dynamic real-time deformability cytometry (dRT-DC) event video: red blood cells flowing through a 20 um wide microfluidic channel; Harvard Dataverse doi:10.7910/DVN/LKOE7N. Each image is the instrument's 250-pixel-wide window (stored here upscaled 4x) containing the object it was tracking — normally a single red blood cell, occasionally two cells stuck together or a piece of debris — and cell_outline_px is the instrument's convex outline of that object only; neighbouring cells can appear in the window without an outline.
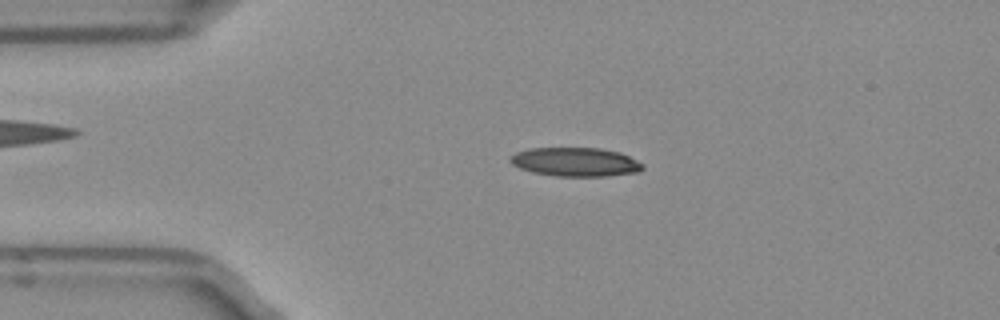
{"species": "Egyptian fruit bat (a non-hibernating species)", "species_latin": "Rousettus aegyptiacus", "temperature_condition": "room temperature", "stored_images_in_passage": 50, "camera_frame_rate_fps": 3000, "um_per_image_px": 0.085, "frame": {"image": 1, "passage_image": 10, "time_ms": 3.0, "image_size_px": [1000, 320], "cell_outline_px": [[644, 168], [640, 172], [608, 176], [556, 176], [532, 172], [520, 168], [512, 164], [508, 160], [508, 156], [516, 152], [528, 148], [600, 148], [620, 152], [644, 164]], "centroid_in_image_um": [48.9, 13.76], "position_along_channel_um": 36.1, "area_um2": 22.48}}
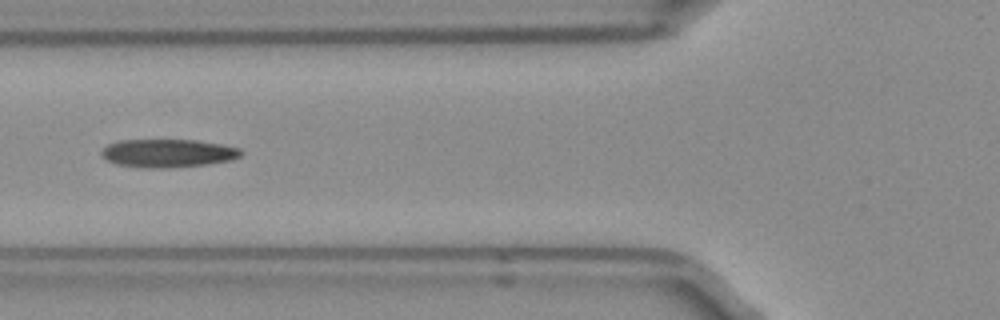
{"frame": {"image": 2, "passage_image": 18, "time_ms": 5.667, "image_size_px": [1000, 320], "cell_outline_px": [[244, 152], [240, 156], [232, 160], [208, 164], [160, 168], [144, 168], [116, 164], [108, 160], [100, 152], [108, 144], [120, 140], [196, 140], [220, 144], [240, 148]], "centroid_in_image_um": [14.3, 13.02], "position_along_channel_um": 111.5, "area_um2": 22.83}}
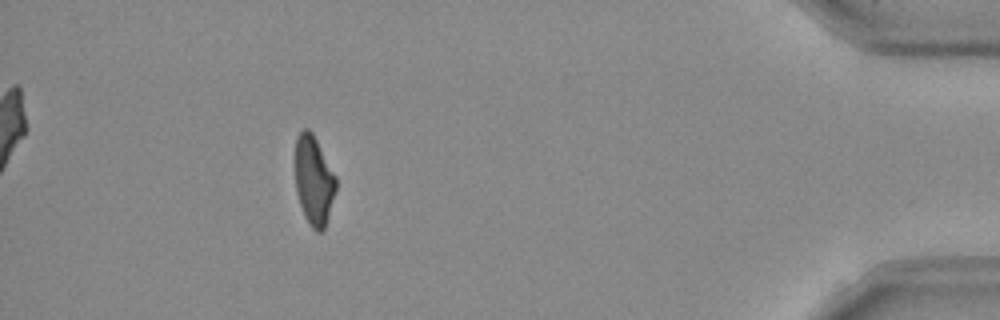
{"frame": {"image": 3, "passage_image": 45, "time_ms": 14.667, "image_size_px": [1000, 320], "cell_outline_px": [[336, 188], [324, 228], [320, 232], [316, 232], [312, 228], [304, 216], [296, 192], [296, 136], [304, 128], [308, 128], [312, 132], [336, 176]], "centroid_in_image_um": [26.66, 15.32], "position_along_channel_um": 408.5, "area_um2": 20.87}, "authors_computed_cell_mechanics": {"area_um2": 22.542, "velocity_mm_per_s": 3.9637, "shape_relaxation_time_tau1_ms": null, "shape_relaxation_time_tau2_ms": 2.7713, "deformation_change_tau1": null, "deformation_change_tau2": 0.119}}